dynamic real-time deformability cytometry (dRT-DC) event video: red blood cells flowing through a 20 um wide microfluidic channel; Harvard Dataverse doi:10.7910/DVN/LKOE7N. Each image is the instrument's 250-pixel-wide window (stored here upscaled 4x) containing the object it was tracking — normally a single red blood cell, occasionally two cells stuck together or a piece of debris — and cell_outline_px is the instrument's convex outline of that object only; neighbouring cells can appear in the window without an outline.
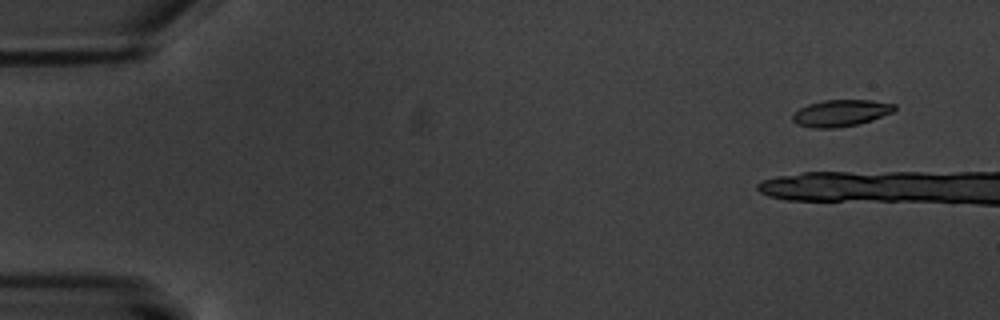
{"species": "common noctule bat (a hibernating species)", "species_latin": "Nyctalus noctula", "temperature_condition": "warm", "stored_images_in_passage": 7, "camera_frame_rate_fps": 3000, "um_per_image_px": 0.085, "animal": {"sex": "male", "body_mass_g": 20.1, "forearm_length_mm": 53.5}, "frame": {"image": 1, "passage_image": 1, "time_ms": 0.0, "image_size_px": [1000, 320], "cell_outline_px": [[896, 108], [892, 112], [872, 120], [856, 124], [836, 128], [812, 128], [796, 124], [792, 120], [792, 116], [800, 108], [808, 104], [824, 100], [872, 100], [896, 104]], "centroid_in_image_um": [71.46, 9.61], "position_along_channel_um": 13.5, "area_um2": 15.78}}